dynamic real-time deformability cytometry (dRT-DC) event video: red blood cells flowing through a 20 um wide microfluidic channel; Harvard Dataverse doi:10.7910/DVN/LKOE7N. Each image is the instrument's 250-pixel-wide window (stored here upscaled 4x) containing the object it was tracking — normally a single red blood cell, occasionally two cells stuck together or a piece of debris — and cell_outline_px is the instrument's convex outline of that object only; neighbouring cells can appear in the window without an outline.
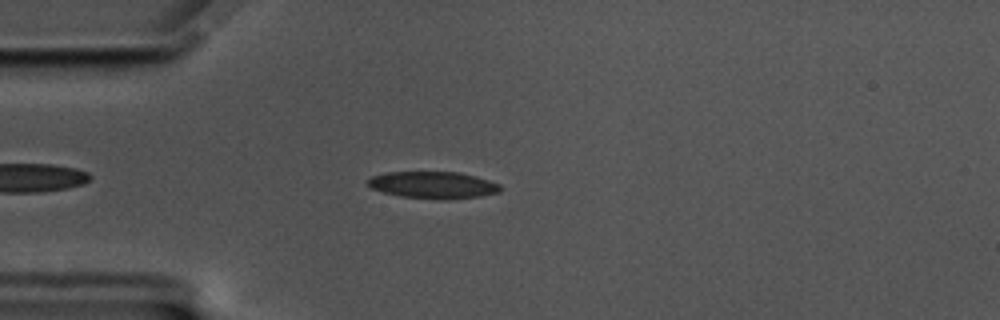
{"species": "common noctule bat (a hibernating species)", "species_latin": "Nyctalus noctula", "temperature_condition": "cold", "stored_images_in_passage": 49, "camera_frame_rate_fps": 3000, "um_per_image_px": 0.085, "animal": {"sex": "male", "body_mass_g": 17.5, "forearm_length_mm": 52.3}, "frame": {"image": 1, "passage_image": 7, "time_ms": 2.0, "image_size_px": [1000, 320], "cell_outline_px": [[504, 188], [500, 192], [480, 196], [440, 200], [436, 200], [400, 196], [384, 192], [372, 188], [368, 184], [368, 180], [372, 176], [388, 172], [460, 172], [476, 176], [500, 184]], "centroid_in_image_um": [36.86, 15.73], "position_along_channel_um": 48.1, "area_um2": 20.87}}
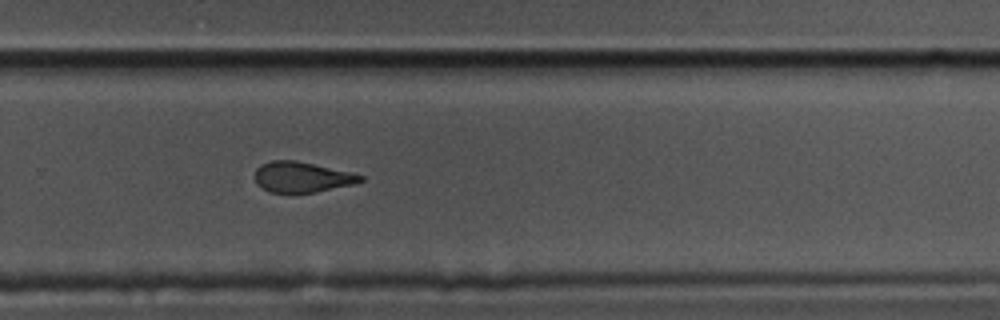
{"frame": {"image": 2, "passage_image": 30, "time_ms": 9.667, "image_size_px": [1000, 320], "cell_outline_px": [[364, 180], [352, 184], [316, 192], [268, 192], [256, 184], [256, 168], [260, 164], [272, 160], [296, 160], [348, 172], [364, 176]], "centroid_in_image_um": [25.61, 15.04], "position_along_channel_um": 304.2, "area_um2": 18.5}}
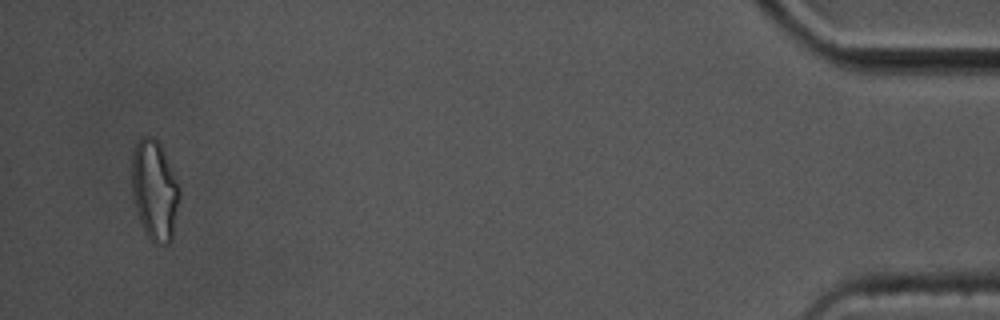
{"frame": {"image": 3, "passage_image": 47, "time_ms": 15.333, "image_size_px": [1000, 320], "cell_outline_px": [[180, 196], [172, 240], [168, 244], [156, 244], [144, 232], [132, 196], [132, 152], [136, 140], [140, 136], [148, 136], [156, 140], [160, 144], [180, 188]], "centroid_in_image_um": [13.13, 16.17], "position_along_channel_um": 422.1, "area_um2": 27.8}, "authors_computed_cell_mechanics": {"area_um2": 20.8658, "velocity_mm_per_s": 3.5056, "shape_relaxation_time_tau1_ms": 4.675, "shape_relaxation_time_tau2_ms": 2.296, "deformation_change_tau1": 0.1531, "deformation_change_tau2": 0.0979}}